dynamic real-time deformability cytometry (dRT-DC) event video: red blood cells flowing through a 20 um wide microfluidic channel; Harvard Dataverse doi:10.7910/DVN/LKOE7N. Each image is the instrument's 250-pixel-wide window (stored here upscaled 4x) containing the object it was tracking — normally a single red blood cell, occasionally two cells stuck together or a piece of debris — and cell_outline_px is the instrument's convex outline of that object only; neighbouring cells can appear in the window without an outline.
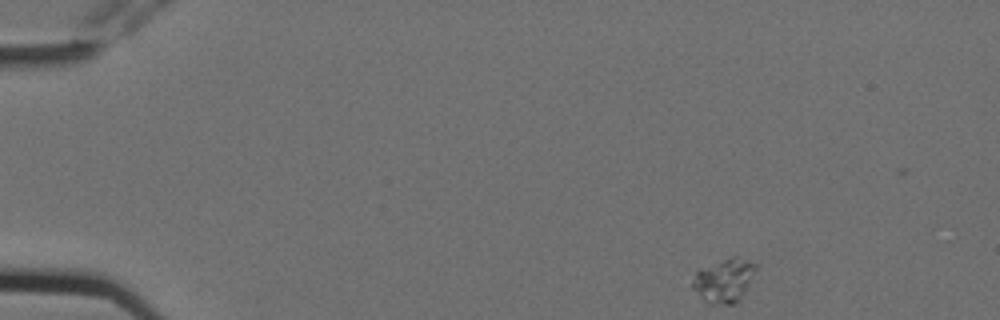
{"species": "Egyptian fruit bat (a non-hibernating species)", "species_latin": "Rousettus aegyptiacus", "temperature_condition": "cold", "stored_images_in_passage": 4, "camera_frame_rate_fps": 3000, "um_per_image_px": 0.085, "animal": {"sex": "female"}, "frame": {"image": 1, "passage_image": 1, "time_ms": 0.0, "image_size_px": [1000, 320], "cell_outline_px": [[756, 268], [740, 300], [732, 304], [708, 304], [692, 288], [692, 280], [696, 272], [700, 268], [732, 256], [736, 256], [756, 264]], "centroid_in_image_um": [61.51, 23.84], "position_along_channel_um": 23.5, "area_um2": 15.9}}
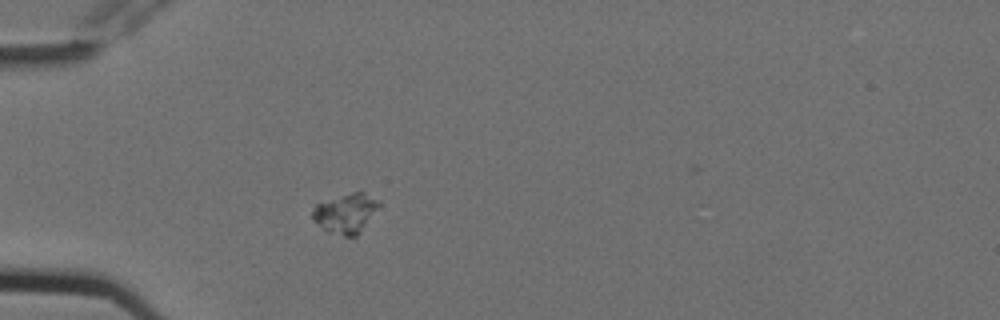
{"frame": {"image": 2, "passage_image": 3, "time_ms": 0.667, "image_size_px": [1000, 320], "cell_outline_px": [[380, 204], [356, 236], [344, 236], [328, 232], [312, 220], [312, 212], [316, 204], [352, 192], [364, 192], [380, 200]], "centroid_in_image_um": [29.37, 18.12], "position_along_channel_um": 55.6, "area_um2": 14.97}}